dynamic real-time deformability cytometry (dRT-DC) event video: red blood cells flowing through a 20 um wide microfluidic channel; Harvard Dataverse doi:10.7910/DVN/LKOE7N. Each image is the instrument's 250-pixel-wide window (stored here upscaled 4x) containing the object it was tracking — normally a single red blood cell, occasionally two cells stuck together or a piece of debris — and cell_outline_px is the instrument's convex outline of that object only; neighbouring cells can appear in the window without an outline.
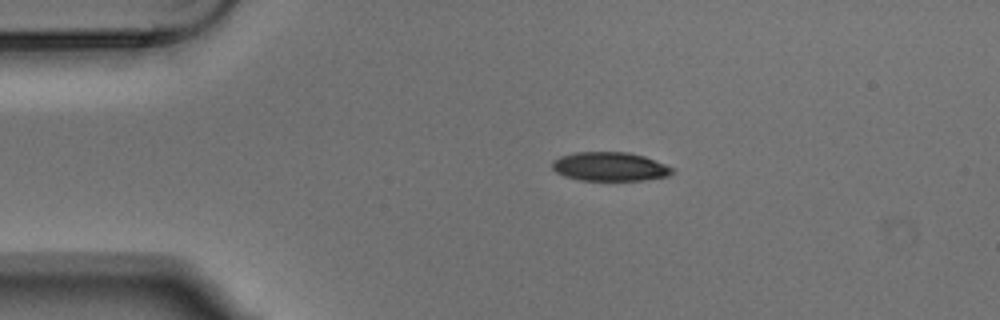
{"species": "Egyptian fruit bat (a non-hibernating species)", "species_latin": "Rousettus aegyptiacus", "temperature_condition": "warm", "stored_images_in_passage": 2, "camera_frame_rate_fps": 3000, "um_per_image_px": 0.085, "animal": {"sex": "male"}, "frame": {"image": 1, "passage_image": 1, "time_ms": 0.0, "image_size_px": [1000, 320], "cell_outline_px": [[676, 172], [668, 176], [644, 180], [580, 180], [564, 176], [556, 172], [552, 168], [552, 160], [560, 156], [576, 152], [628, 152], [644, 156], [676, 168]], "centroid_in_image_um": [51.87, 14.16], "position_along_channel_um": 33.1, "area_um2": 20.4}}